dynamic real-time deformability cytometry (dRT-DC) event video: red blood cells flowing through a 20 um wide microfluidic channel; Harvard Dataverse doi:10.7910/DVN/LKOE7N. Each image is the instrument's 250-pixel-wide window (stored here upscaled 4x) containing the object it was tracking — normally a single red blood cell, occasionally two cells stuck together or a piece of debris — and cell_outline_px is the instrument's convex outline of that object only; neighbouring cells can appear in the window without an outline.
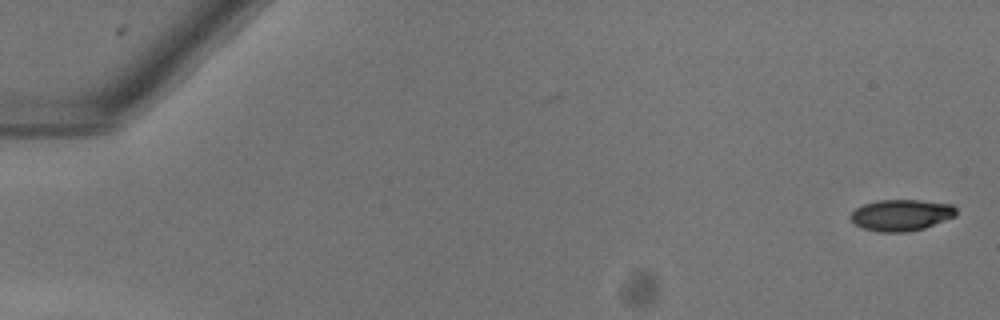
{"species": "common noctule bat (a hibernating species)", "species_latin": "Nyctalus noctula", "temperature_condition": "warm", "stored_images_in_passage": 52, "camera_frame_rate_fps": 3000, "um_per_image_px": 0.085, "animal": {"sex": "female"}, "frame": {"image": 1, "passage_image": 1, "time_ms": 0.0, "image_size_px": [1000, 320], "cell_outline_px": [[956, 216], [924, 228], [908, 232], [880, 232], [864, 228], [856, 224], [848, 216], [856, 208], [864, 204], [876, 200], [920, 200], [952, 204], [956, 208]], "centroid_in_image_um": [76.61, 18.28], "position_along_channel_um": 8.4, "area_um2": 19.31}}
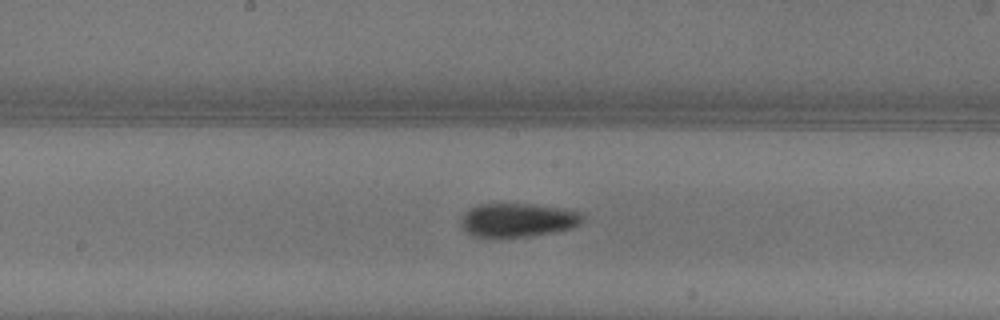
{"frame": {"image": 2, "passage_image": 28, "time_ms": 9.0, "image_size_px": [1000, 320], "cell_outline_px": [[584, 216], [580, 224], [572, 228], [552, 232], [528, 236], [476, 236], [468, 232], [460, 224], [460, 220], [464, 212], [468, 208], [476, 204], [532, 204], [564, 208], [580, 212]], "centroid_in_image_um": [44.01, 18.67], "position_along_channel_um": 204.2, "area_um2": 23.76}}
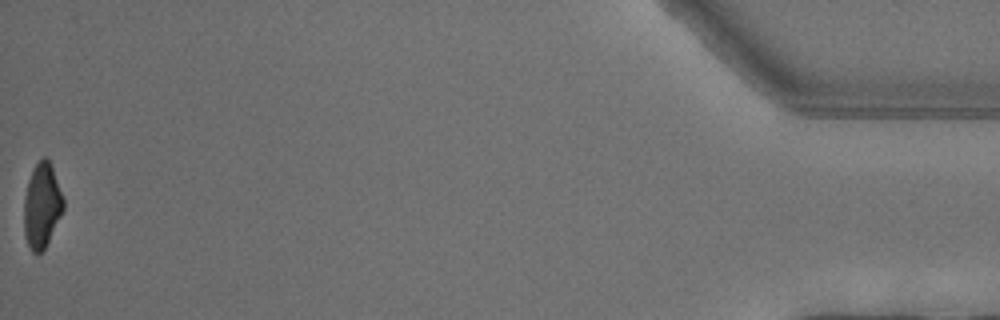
{"frame": {"image": 3, "passage_image": 52, "time_ms": 17.0, "image_size_px": [1000, 320], "cell_outline_px": [[64, 208], [44, 248], [36, 256], [32, 252], [24, 236], [24, 200], [28, 180], [32, 168], [44, 156], [48, 156], [64, 200]], "centroid_in_image_um": [3.54, 17.45], "position_along_channel_um": 431.7, "area_um2": 19.31}, "authors_computed_cell_mechanics": {"area_um2": 21.8195, "velocity_mm_per_s": 4.0614, "shape_relaxation_time_tau1_ms": 6.2046, "shape_relaxation_time_tau2_ms": null, "deformation_change_tau1": 0.1838, "deformation_change_tau2": null}}